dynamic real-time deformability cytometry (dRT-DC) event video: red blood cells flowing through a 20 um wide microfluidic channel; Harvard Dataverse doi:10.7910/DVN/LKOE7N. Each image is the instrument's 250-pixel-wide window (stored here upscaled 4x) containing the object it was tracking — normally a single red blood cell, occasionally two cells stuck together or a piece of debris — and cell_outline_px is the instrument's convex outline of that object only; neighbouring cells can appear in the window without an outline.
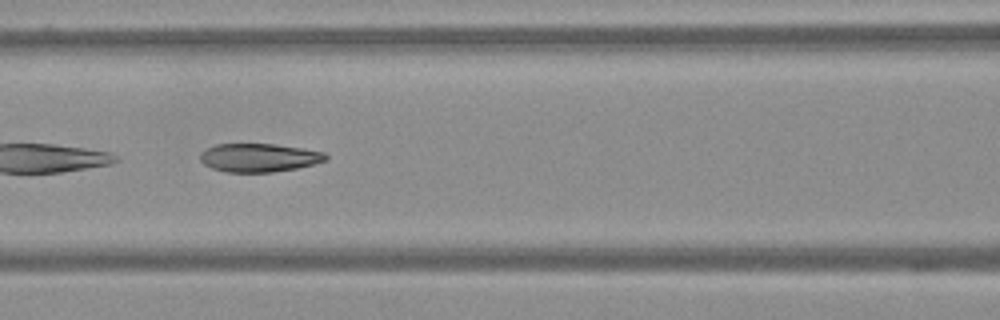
{"species": "Egyptian fruit bat (a non-hibernating species)", "species_latin": "Rousettus aegyptiacus", "temperature_condition": "warm", "stored_images_in_passage": 25, "camera_frame_rate_fps": 3000, "um_per_image_px": 0.085, "frame": {"image": 1, "passage_image": 8, "time_ms": 2.333, "image_size_px": [1000, 320], "cell_outline_px": [[328, 160], [296, 168], [272, 172], [224, 172], [212, 168], [204, 164], [200, 160], [200, 152], [216, 144], [276, 144], [324, 152], [328, 156]], "centroid_in_image_um": [22.0, 13.4], "position_along_channel_um": 144.6, "area_um2": 20.75}}